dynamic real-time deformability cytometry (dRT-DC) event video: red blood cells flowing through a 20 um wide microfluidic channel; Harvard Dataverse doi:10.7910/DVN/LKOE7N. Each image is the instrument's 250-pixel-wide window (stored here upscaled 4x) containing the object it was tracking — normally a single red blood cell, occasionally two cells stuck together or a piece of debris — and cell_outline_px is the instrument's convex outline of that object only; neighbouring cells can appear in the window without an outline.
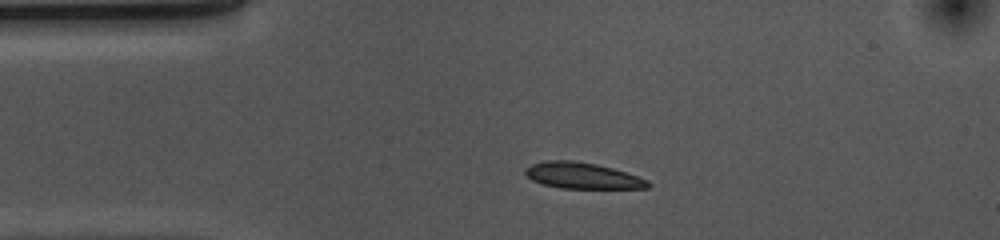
{"species": "common noctule bat (a hibernating species)", "species_latin": "Nyctalus noctula", "temperature_condition": "cold", "stored_images_in_passage": 44, "camera_frame_rate_fps": 3000, "um_per_image_px": 0.085, "animal": {"sex": "female", "body_mass_g": 10.0, "forearm_length_mm": 53.1}, "frame": {"image": 1, "passage_image": 1, "time_ms": 0.0, "image_size_px": [1000, 240], "cell_outline_px": [[652, 184], [648, 188], [560, 188], [544, 184], [532, 180], [524, 172], [524, 168], [532, 164], [544, 160], [572, 160], [596, 164], [612, 168], [648, 180]], "centroid_in_image_um": [49.48, 14.92], "position_along_channel_um": 35.5, "area_um2": 18.55}}
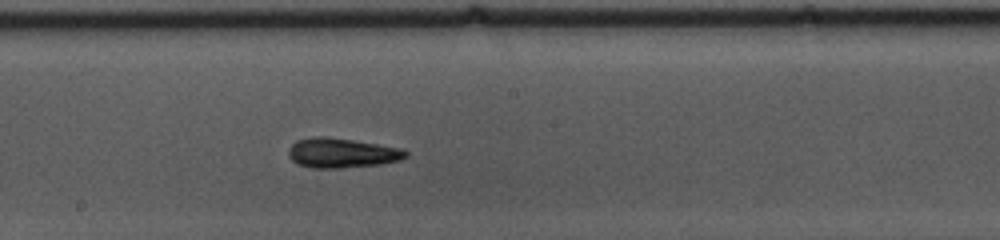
{"frame": {"image": 2, "passage_image": 18, "time_ms": 5.667, "image_size_px": [1000, 240], "cell_outline_px": [[408, 156], [400, 160], [380, 164], [340, 168], [312, 168], [300, 164], [292, 160], [288, 156], [288, 148], [296, 140], [352, 140], [404, 148], [408, 152]], "centroid_in_image_um": [29.14, 13.05], "position_along_channel_um": 219.1, "area_um2": 19.42}}
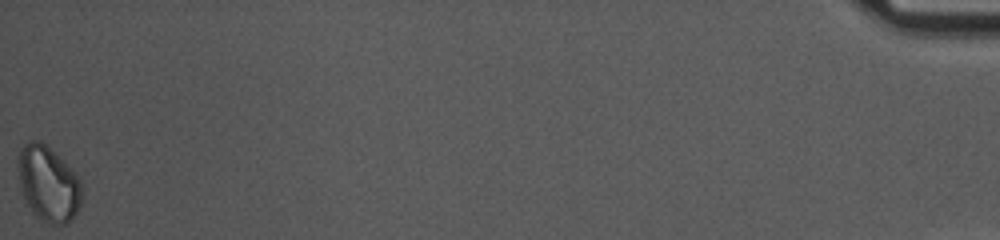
{"frame": {"image": 3, "passage_image": 44, "time_ms": 14.333, "image_size_px": [1000, 240], "cell_outline_px": [[84, 192], [80, 208], [68, 224], [48, 224], [36, 216], [32, 212], [20, 192], [16, 160], [20, 148], [28, 140], [40, 140], [64, 160], [76, 172], [80, 180]], "centroid_in_image_um": [4.11, 15.61], "position_along_channel_um": 431.1, "area_um2": 28.96}, "authors_computed_cell_mechanics": {"area_um2": 19.6809, "velocity_mm_per_s": 3.6635, "shape_relaxation_time_tau1_ms": 4.7946, "shape_relaxation_time_tau2_ms": 5.6153, "deformation_change_tau1": 0.1446, "deformation_change_tau2": 0.1507}}